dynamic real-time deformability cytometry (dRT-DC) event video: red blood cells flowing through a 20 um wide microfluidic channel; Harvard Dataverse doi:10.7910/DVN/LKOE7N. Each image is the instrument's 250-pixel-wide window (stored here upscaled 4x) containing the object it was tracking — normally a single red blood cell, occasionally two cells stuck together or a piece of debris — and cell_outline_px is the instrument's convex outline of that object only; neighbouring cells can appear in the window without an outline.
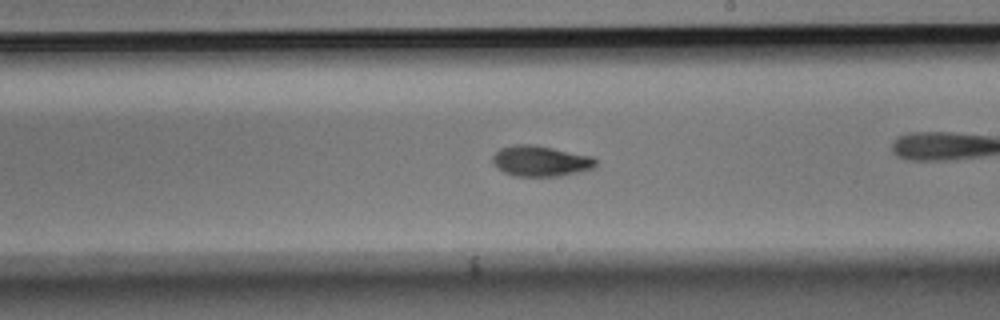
{"species": "Egyptian fruit bat (a non-hibernating species)", "species_latin": "Rousettus aegyptiacus", "temperature_condition": "room temperature", "stored_images_in_passage": 42, "camera_frame_rate_fps": 3000, "um_per_image_px": 0.085, "animal": {"sex": "male"}, "frame": {"image": 1, "passage_image": 30, "time_ms": 9.667, "image_size_px": [1000, 320], "cell_outline_px": [[596, 168], [560, 176], [512, 176], [504, 172], [492, 164], [492, 156], [500, 148], [516, 144], [532, 144], [592, 156], [596, 160]], "centroid_in_image_um": [45.94, 13.69], "position_along_channel_um": 243.1, "area_um2": 18.5}}
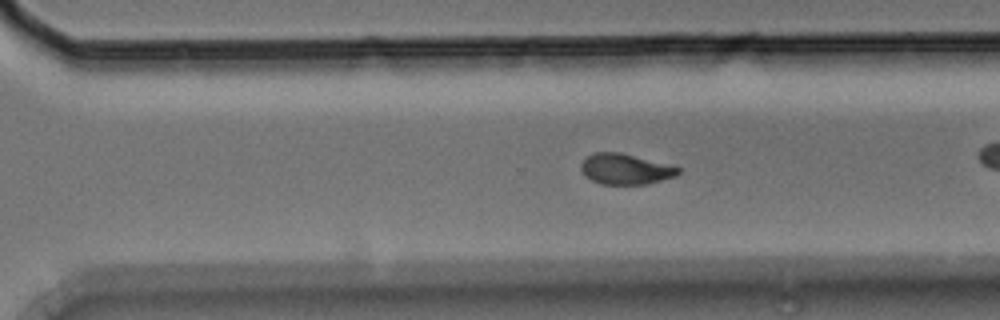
{"frame": {"image": 2, "passage_image": 36, "time_ms": 11.667, "image_size_px": [1000, 320], "cell_outline_px": [[680, 172], [676, 176], [648, 184], [600, 184], [584, 176], [580, 168], [580, 164], [592, 152], [620, 152], [676, 164], [680, 168]], "centroid_in_image_um": [53.22, 14.35], "position_along_channel_um": 317.4, "area_um2": 17.86}}